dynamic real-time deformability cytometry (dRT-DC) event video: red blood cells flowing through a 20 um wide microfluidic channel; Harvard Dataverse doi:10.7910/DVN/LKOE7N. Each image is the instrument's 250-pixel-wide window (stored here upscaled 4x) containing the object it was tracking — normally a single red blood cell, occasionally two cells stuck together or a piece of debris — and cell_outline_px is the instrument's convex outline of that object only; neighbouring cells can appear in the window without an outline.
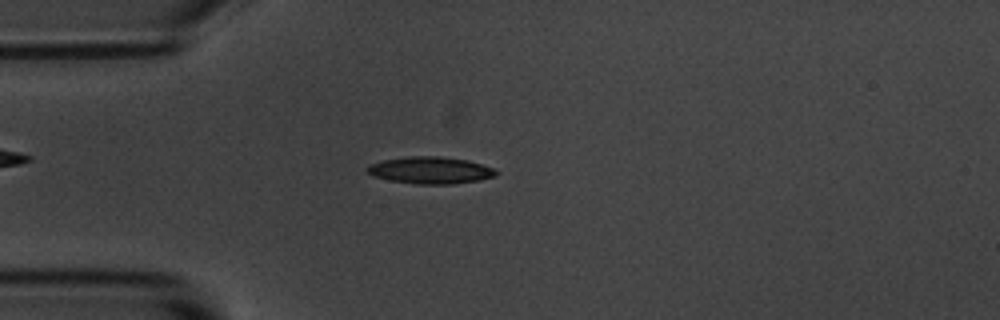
{"species": "common noctule bat (a hibernating species)", "species_latin": "Nyctalus noctula", "temperature_condition": "room temperature", "stored_images_in_passage": 4, "camera_frame_rate_fps": 3000, "um_per_image_px": 0.085, "animal": {"sex": "male", "body_mass_g": 20.1, "forearm_length_mm": 53.5}, "frame": {"image": 1, "passage_image": 4, "time_ms": 3.333, "image_size_px": [1000, 320], "cell_outline_px": [[500, 172], [496, 176], [480, 180], [452, 184], [416, 184], [388, 180], [372, 176], [364, 168], [368, 164], [384, 160], [412, 156], [440, 156], [468, 160], [492, 168]], "centroid_in_image_um": [36.57, 14.48], "position_along_channel_um": 48.4, "area_um2": 20.35}}